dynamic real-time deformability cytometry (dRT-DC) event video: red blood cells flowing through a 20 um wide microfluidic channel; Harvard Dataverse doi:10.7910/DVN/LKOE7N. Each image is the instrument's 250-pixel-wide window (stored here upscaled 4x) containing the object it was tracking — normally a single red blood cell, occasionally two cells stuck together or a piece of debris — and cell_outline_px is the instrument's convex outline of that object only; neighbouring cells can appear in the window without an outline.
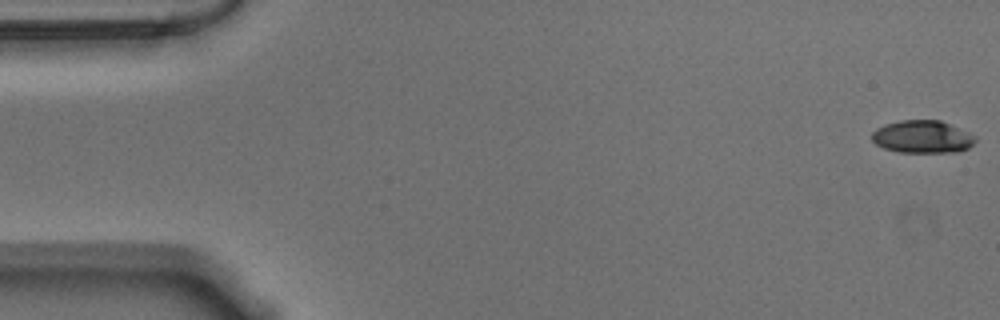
{"species": "Egyptian fruit bat (a non-hibernating species)", "species_latin": "Rousettus aegyptiacus", "temperature_condition": "warm", "stored_images_in_passage": 56, "camera_frame_rate_fps": 3000, "um_per_image_px": 0.085, "animal": {"sex": "male"}, "frame": {"image": 1, "passage_image": 1, "time_ms": 0.0, "image_size_px": [1000, 320], "cell_outline_px": [[976, 140], [968, 148], [956, 152], [900, 152], [884, 148], [876, 144], [872, 140], [872, 132], [876, 128], [884, 124], [900, 120], [940, 120], [968, 132], [976, 136]], "centroid_in_image_um": [78.39, 11.62], "position_along_channel_um": 6.6, "area_um2": 19.65}}
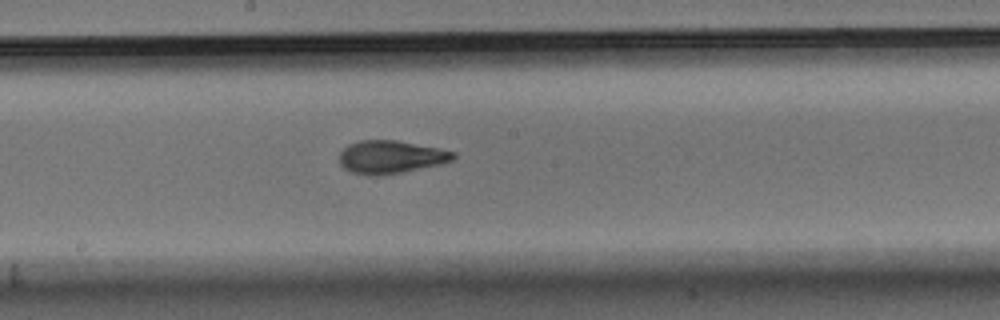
{"frame": {"image": 2, "passage_image": 30, "time_ms": 9.667, "image_size_px": [1000, 320], "cell_outline_px": [[456, 156], [452, 160], [440, 164], [400, 172], [372, 176], [368, 176], [352, 172], [344, 168], [340, 164], [340, 152], [348, 144], [360, 140], [396, 140], [456, 152]], "centroid_in_image_um": [33.18, 13.34], "position_along_channel_um": 215.0, "area_um2": 21.62}}
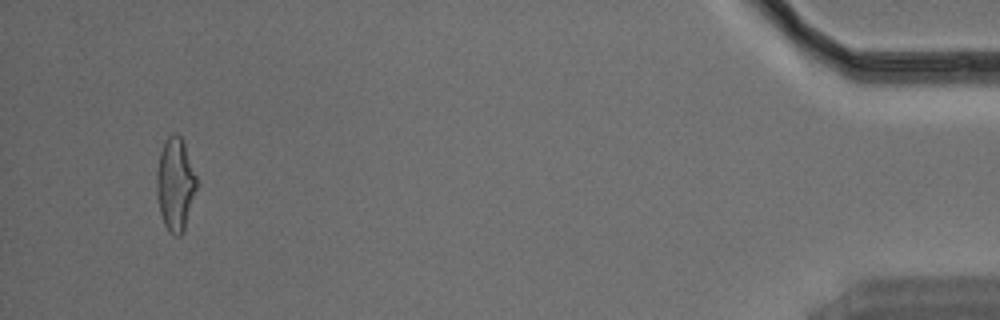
{"frame": {"image": 3, "passage_image": 54, "time_ms": 17.667, "image_size_px": [1000, 320], "cell_outline_px": [[200, 184], [184, 232], [180, 236], [172, 236], [168, 232], [164, 224], [160, 212], [156, 192], [156, 172], [160, 152], [168, 136], [172, 132], [176, 132], [184, 140]], "centroid_in_image_um": [14.95, 15.68], "position_along_channel_um": 420.3, "area_um2": 22.66}}